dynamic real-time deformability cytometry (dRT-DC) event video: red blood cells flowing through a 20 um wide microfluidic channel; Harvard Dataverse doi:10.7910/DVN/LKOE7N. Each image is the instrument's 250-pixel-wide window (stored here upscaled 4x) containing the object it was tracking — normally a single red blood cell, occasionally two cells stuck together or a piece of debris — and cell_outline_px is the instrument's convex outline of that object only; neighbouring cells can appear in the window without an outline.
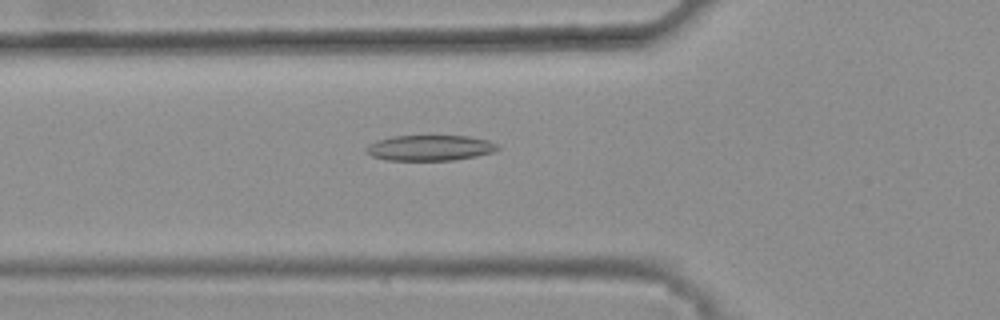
{"species": "common noctule bat (a hibernating species)", "species_latin": "Nyctalus noctula", "temperature_condition": "warm", "stored_images_in_passage": 48, "camera_frame_rate_fps": 3000, "um_per_image_px": 0.085, "animal": {"sex": "female", "body_mass_g": 25.1}, "frame": {"image": 1, "passage_image": 19, "time_ms": 6.0, "image_size_px": [1000, 320], "cell_outline_px": [[500, 148], [492, 152], [476, 156], [452, 160], [388, 160], [372, 156], [364, 152], [364, 148], [368, 144], [376, 140], [392, 136], [468, 136], [488, 140], [496, 144]], "centroid_in_image_um": [36.49, 12.56], "position_along_channel_um": 89.3, "area_um2": 19.59}}
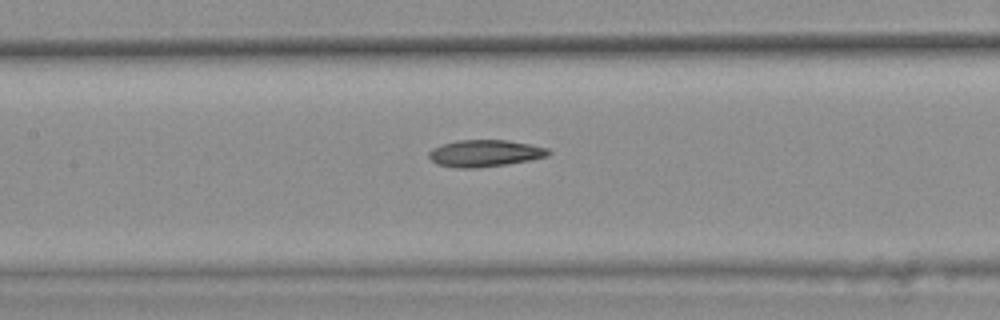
{"frame": {"image": 2, "passage_image": 25, "time_ms": 8.0, "image_size_px": [1000, 320], "cell_outline_px": [[552, 152], [548, 156], [532, 160], [476, 168], [456, 168], [436, 164], [428, 156], [428, 152], [432, 148], [456, 140], [508, 140], [548, 148]], "centroid_in_image_um": [41.21, 13.03], "position_along_channel_um": 166.2, "area_um2": 18.73}}
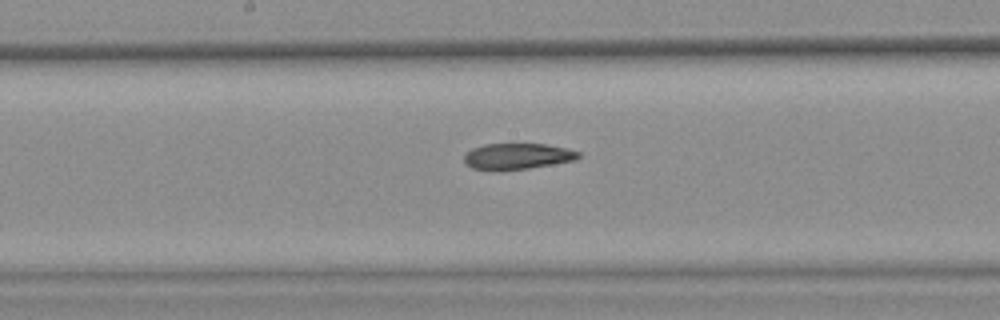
{"frame": {"image": 3, "passage_image": 28, "time_ms": 9.0, "image_size_px": [1000, 320], "cell_outline_px": [[580, 156], [572, 160], [528, 168], [472, 168], [464, 164], [464, 152], [472, 148], [484, 144], [548, 144], [568, 148], [580, 152]], "centroid_in_image_um": [43.96, 13.24], "position_along_channel_um": 204.2, "area_um2": 16.82}, "authors_computed_cell_mechanics": {"area_um2": 18.496, "velocity_mm_per_s": 3.82, "shape_relaxation_time_tau1_ms": null, "shape_relaxation_time_tau2_ms": 6.2692, "deformation_change_tau1": null, "deformation_change_tau2": 0.1573}}